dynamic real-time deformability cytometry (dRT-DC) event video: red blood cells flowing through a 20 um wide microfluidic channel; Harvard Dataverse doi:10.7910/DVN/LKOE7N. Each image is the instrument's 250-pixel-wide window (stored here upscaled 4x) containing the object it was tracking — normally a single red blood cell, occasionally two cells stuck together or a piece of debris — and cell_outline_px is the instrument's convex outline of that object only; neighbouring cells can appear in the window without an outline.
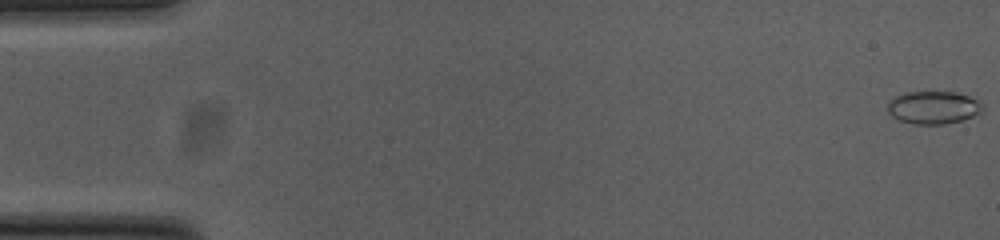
{"species": "common noctule bat (a hibernating species)", "species_latin": "Nyctalus noctula", "temperature_condition": "cold", "stored_images_in_passage": 54, "camera_frame_rate_fps": 3000, "um_per_image_px": 0.085, "animal": {"sex": "female", "body_mass_g": 23.0, "forearm_length_mm": 53.4}, "frame": {"image": 1, "passage_image": 1, "time_ms": 0.0, "image_size_px": [1000, 240], "cell_outline_px": [[984, 108], [980, 112], [972, 116], [960, 120], [944, 124], [916, 124], [900, 120], [892, 116], [888, 112], [888, 104], [892, 96], [904, 92], [956, 92], [968, 96], [976, 100]], "centroid_in_image_um": [79.28, 9.12], "position_along_channel_um": 5.7, "area_um2": 17.98}}
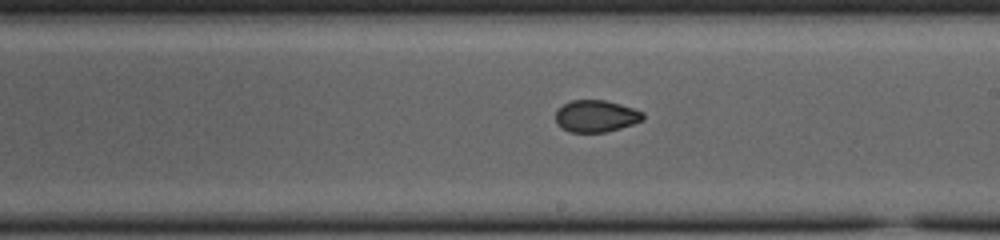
{"frame": {"image": 2, "passage_image": 31, "time_ms": 10.0, "image_size_px": [1000, 240], "cell_outline_px": [[644, 120], [620, 128], [604, 132], [572, 132], [556, 124], [556, 112], [564, 104], [572, 100], [608, 100], [644, 112]], "centroid_in_image_um": [50.68, 9.86], "position_along_channel_um": 238.3, "area_um2": 16.13}}
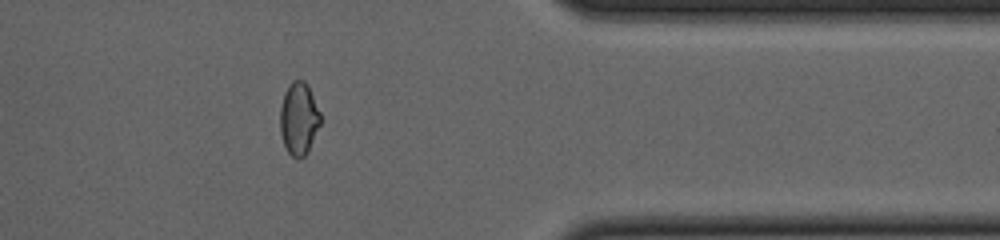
{"frame": {"image": 3, "passage_image": 44, "time_ms": 14.333, "image_size_px": [1000, 240], "cell_outline_px": [[320, 124], [308, 152], [304, 156], [292, 156], [288, 152], [284, 144], [280, 132], [280, 108], [284, 92], [288, 84], [292, 80], [304, 80], [320, 112]], "centroid_in_image_um": [25.38, 10.07], "position_along_channel_um": 386.0, "area_um2": 16.82}, "authors_computed_cell_mechanics": {"area_um2": 17.2244, "velocity_mm_per_s": 3.8128, "shape_relaxation_time_tau1_ms": null, "shape_relaxation_time_tau2_ms": 2.0928, "deformation_change_tau1": null, "deformation_change_tau2": 0.0508}}